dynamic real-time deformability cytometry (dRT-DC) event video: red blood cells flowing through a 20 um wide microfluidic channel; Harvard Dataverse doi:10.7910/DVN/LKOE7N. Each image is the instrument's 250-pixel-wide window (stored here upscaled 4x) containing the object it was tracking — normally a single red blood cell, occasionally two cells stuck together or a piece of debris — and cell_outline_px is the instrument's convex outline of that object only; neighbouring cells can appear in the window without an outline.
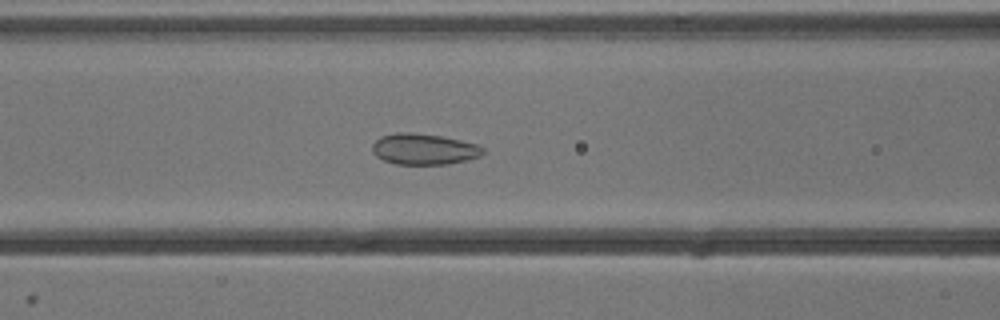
{"species": "common noctule bat (a hibernating species)", "species_latin": "Nyctalus noctula", "temperature_condition": "cold", "stored_images_in_passage": 53, "camera_frame_rate_fps": 3000, "um_per_image_px": 0.085, "animal": {"sex": "male", "body_mass_g": 13.3}, "frame": {"image": 1, "passage_image": 22, "time_ms": 7.0, "image_size_px": [1000, 320], "cell_outline_px": [[484, 152], [480, 156], [468, 160], [448, 164], [396, 164], [384, 160], [376, 156], [372, 152], [372, 144], [380, 136], [400, 132], [408, 132], [440, 136], [460, 140], [476, 144], [484, 148]], "centroid_in_image_um": [36.02, 12.68], "position_along_channel_um": 130.6, "area_um2": 19.94}}
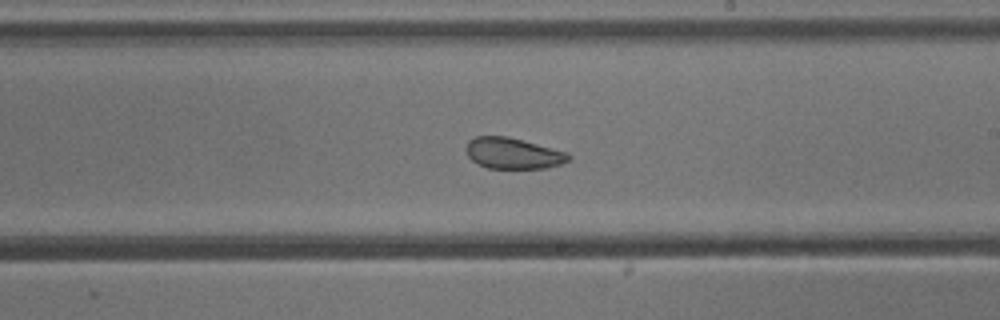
{"frame": {"image": 2, "passage_image": 31, "time_ms": 10.0, "image_size_px": [1000, 320], "cell_outline_px": [[572, 156], [568, 160], [560, 164], [544, 168], [488, 168], [476, 164], [468, 156], [464, 148], [468, 140], [476, 136], [508, 136], [568, 152]], "centroid_in_image_um": [43.57, 13.02], "position_along_channel_um": 245.4, "area_um2": 18.67}}
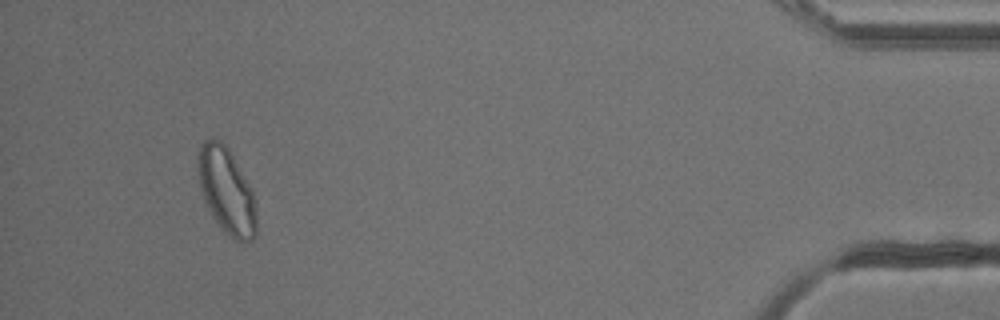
{"frame": {"image": 3, "passage_image": 50, "time_ms": 16.333, "image_size_px": [1000, 320], "cell_outline_px": [[256, 236], [252, 240], [244, 244], [240, 244], [232, 240], [224, 232], [212, 216], [204, 200], [200, 188], [196, 164], [196, 156], [200, 144], [204, 140], [220, 140], [228, 148], [252, 188], [256, 212]], "centroid_in_image_um": [19.25, 16.26], "position_along_channel_um": 416.0, "area_um2": 29.82}, "authors_computed_cell_mechanics": {"area_um2": 23.4668, "velocity_mm_per_s": 3.8287, "shape_relaxation_time_tau1_ms": null, "shape_relaxation_time_tau2_ms": 1.7718, "deformation_change_tau1": null, "deformation_change_tau2": 0.055}}